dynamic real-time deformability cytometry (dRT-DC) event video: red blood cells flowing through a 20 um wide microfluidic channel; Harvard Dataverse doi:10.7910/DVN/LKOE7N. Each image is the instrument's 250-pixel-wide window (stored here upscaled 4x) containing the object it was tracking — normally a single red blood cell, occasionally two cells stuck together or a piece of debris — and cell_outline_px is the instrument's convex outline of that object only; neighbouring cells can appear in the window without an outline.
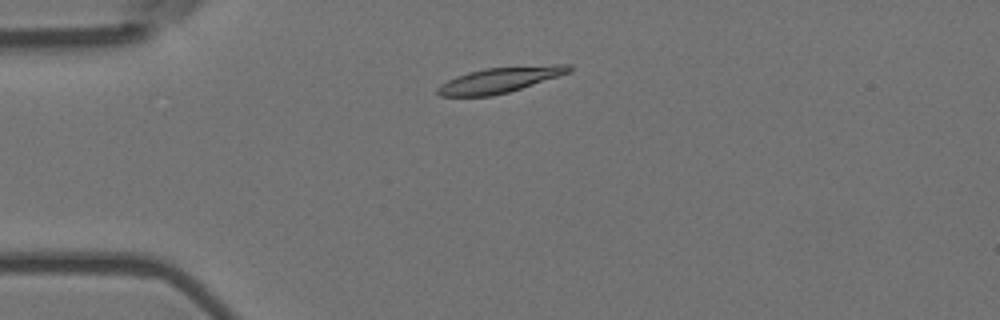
{"species": "Egyptian fruit bat (a non-hibernating species)", "species_latin": "Rousettus aegyptiacus", "temperature_condition": "room temperature", "stored_images_in_passage": 3, "camera_frame_rate_fps": 3000, "um_per_image_px": 0.085, "animal": {"sex": "female"}, "frame": {"image": 1, "passage_image": 3, "time_ms": 0.667, "image_size_px": [1000, 320], "cell_outline_px": [[572, 72], [508, 92], [492, 96], [440, 96], [436, 92], [436, 88], [440, 84], [456, 76], [468, 72], [484, 68], [552, 64], [572, 64]], "centroid_in_image_um": [42.51, 6.78], "position_along_channel_um": 42.5, "area_um2": 19.65}}